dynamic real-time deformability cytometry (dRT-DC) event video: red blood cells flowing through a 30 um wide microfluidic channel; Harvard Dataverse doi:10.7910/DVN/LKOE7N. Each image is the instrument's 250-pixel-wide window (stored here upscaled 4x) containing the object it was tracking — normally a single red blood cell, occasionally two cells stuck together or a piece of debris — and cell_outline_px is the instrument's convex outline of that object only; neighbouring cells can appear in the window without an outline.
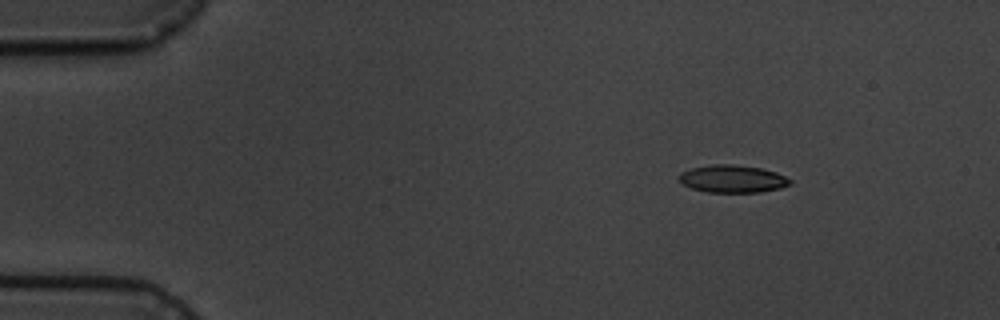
{"species": "common noctule bat (a hibernating species)", "species_latin": "Nyctalus noctula", "temperature_condition": "cold", "stored_images_in_passage": 9, "camera_frame_rate_fps": 3000, "um_per_image_px": 0.085, "animal": {"sex": "male", "body_mass_g": 19.5, "forearm_length_mm": 54.6}, "frame": {"image": 1, "passage_image": 2, "time_ms": 1.0, "image_size_px": [1000, 320], "cell_outline_px": [[792, 184], [780, 188], [760, 192], [708, 192], [692, 188], [684, 184], [676, 176], [680, 172], [692, 168], [712, 164], [732, 164], [760, 168], [776, 172], [792, 180]], "centroid_in_image_um": [62.26, 15.2], "position_along_channel_um": 22.7, "area_um2": 17.8}}
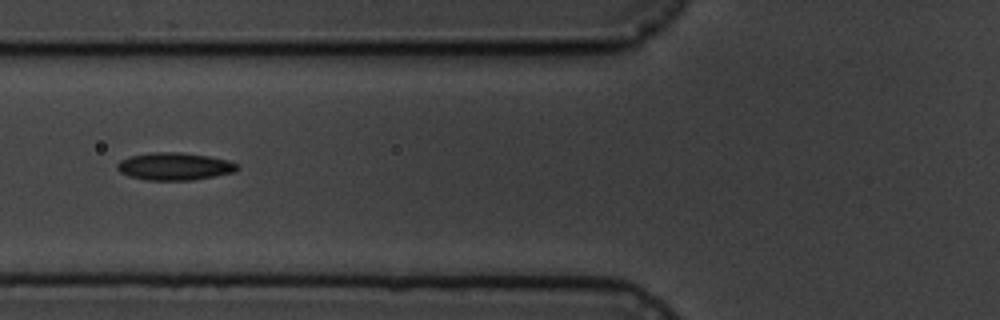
{"frame": {"image": 2, "passage_image": 6, "time_ms": 5.667, "image_size_px": [1000, 320], "cell_outline_px": [[240, 168], [236, 172], [192, 180], [148, 180], [128, 176], [120, 172], [116, 168], [116, 164], [120, 160], [132, 156], [152, 152], [180, 152], [208, 156], [228, 160], [240, 164]], "centroid_in_image_um": [14.86, 14.14], "position_along_channel_um": 110.9, "area_um2": 19.36}}
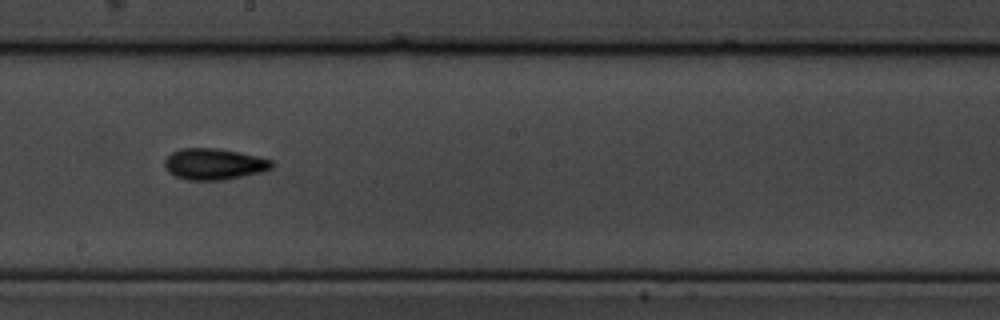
{"frame": {"image": 3, "passage_image": 9, "time_ms": 9.0, "image_size_px": [1000, 320], "cell_outline_px": [[272, 168], [260, 172], [224, 180], [188, 180], [176, 176], [168, 172], [164, 168], [164, 160], [172, 152], [180, 148], [216, 148], [256, 156], [272, 160]], "centroid_in_image_um": [18.14, 13.95], "position_along_channel_um": 230.1, "area_um2": 19.36}}